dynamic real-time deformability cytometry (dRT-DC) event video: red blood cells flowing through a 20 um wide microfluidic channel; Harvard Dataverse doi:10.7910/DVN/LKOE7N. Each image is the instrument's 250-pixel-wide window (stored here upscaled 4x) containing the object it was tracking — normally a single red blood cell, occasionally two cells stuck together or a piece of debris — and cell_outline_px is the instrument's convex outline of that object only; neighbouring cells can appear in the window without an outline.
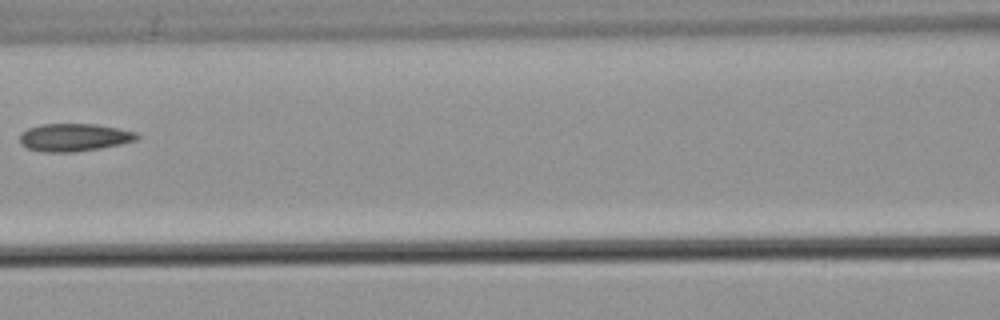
{"species": "common noctule bat (a hibernating species)", "species_latin": "Nyctalus noctula", "temperature_condition": "warm", "stored_images_in_passage": 7, "camera_frame_rate_fps": 3000, "um_per_image_px": 0.085, "animal": {"sex": "male", "body_mass_g": 21.5, "forearm_length_mm": 52.0}, "frame": {"image": 1, "passage_image": 6, "time_ms": 7.0, "image_size_px": [1000, 320], "cell_outline_px": [[140, 136], [136, 140], [120, 144], [100, 148], [72, 152], [44, 152], [28, 148], [20, 144], [20, 136], [28, 128], [40, 124], [96, 124], [136, 132]], "centroid_in_image_um": [6.29, 11.68], "position_along_channel_um": 160.3, "area_um2": 18.79}}
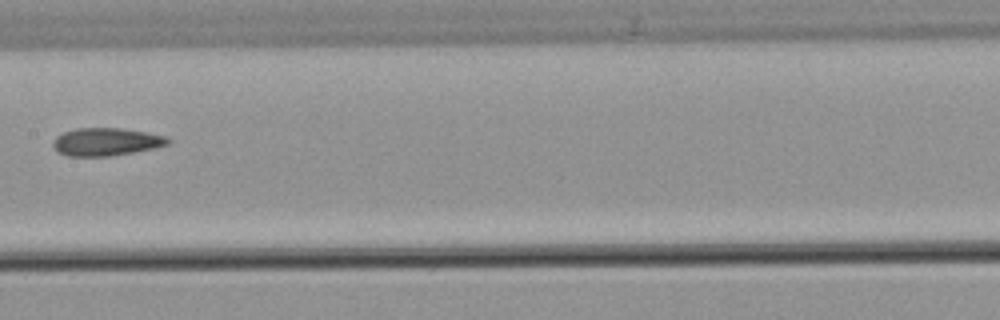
{"frame": {"image": 2, "passage_image": 7, "time_ms": 8.0, "image_size_px": [1000, 320], "cell_outline_px": [[172, 140], [168, 144], [156, 148], [108, 156], [68, 156], [60, 152], [52, 144], [56, 136], [64, 132], [76, 128], [120, 128], [168, 136]], "centroid_in_image_um": [9.06, 12.05], "position_along_channel_um": 198.3, "area_um2": 18.5}}